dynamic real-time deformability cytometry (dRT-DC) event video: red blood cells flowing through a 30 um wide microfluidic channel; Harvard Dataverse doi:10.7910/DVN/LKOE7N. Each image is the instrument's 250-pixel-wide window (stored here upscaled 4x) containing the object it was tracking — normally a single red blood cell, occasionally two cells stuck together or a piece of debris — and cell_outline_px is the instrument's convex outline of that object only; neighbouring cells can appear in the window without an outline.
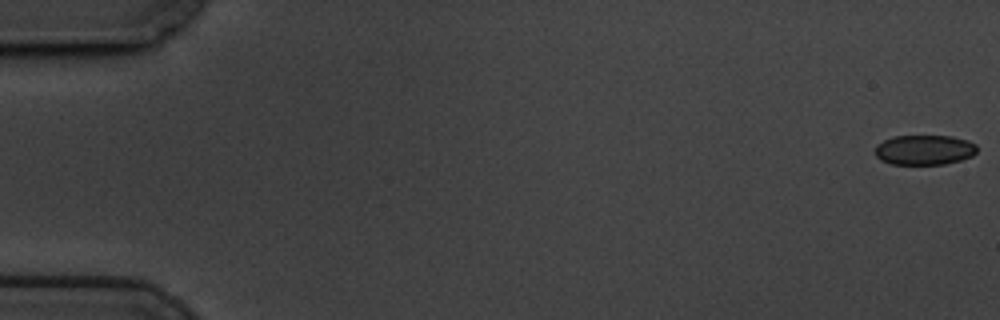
{"species": "common noctule bat (a hibernating species)", "species_latin": "Nyctalus noctula", "temperature_condition": "cold", "stored_images_in_passage": 59, "camera_frame_rate_fps": 3000, "um_per_image_px": 0.085, "animal": {"sex": "male", "body_mass_g": 19.5, "forearm_length_mm": 54.6}, "frame": {"image": 1, "passage_image": 1, "time_ms": 0.0, "image_size_px": [1000, 320], "cell_outline_px": [[976, 152], [972, 156], [960, 160], [944, 164], [892, 164], [880, 160], [876, 156], [876, 144], [892, 136], [952, 136], [968, 140], [976, 144]], "centroid_in_image_um": [78.57, 12.73], "position_along_channel_um": 6.4, "area_um2": 17.8}}
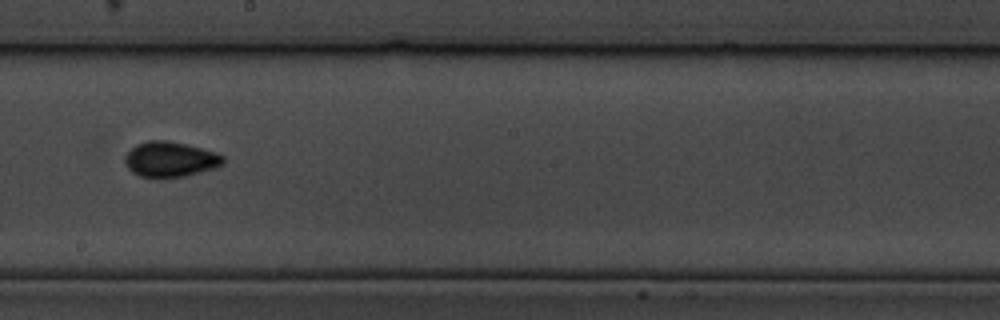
{"frame": {"image": 2, "passage_image": 34, "time_ms": 11.0, "image_size_px": [1000, 320], "cell_outline_px": [[224, 164], [216, 168], [184, 176], [156, 180], [140, 176], [132, 172], [128, 168], [124, 160], [124, 156], [136, 144], [148, 140], [168, 140], [216, 152], [224, 156]], "centroid_in_image_um": [14.45, 13.57], "position_along_channel_um": 233.7, "area_um2": 20.58}}
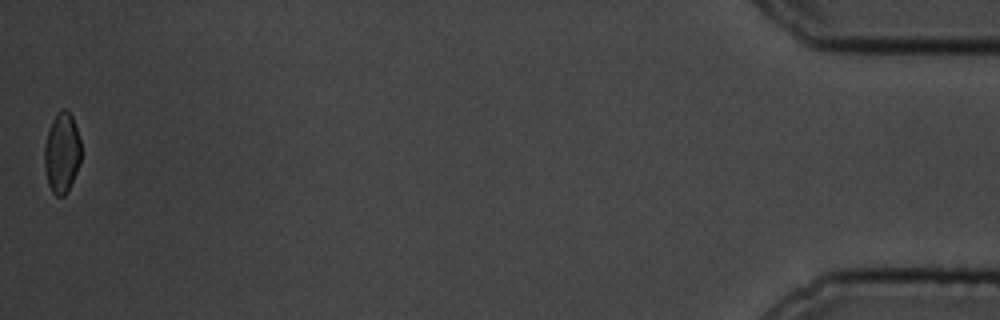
{"frame": {"image": 3, "passage_image": 59, "time_ms": 19.333, "image_size_px": [1000, 320], "cell_outline_px": [[80, 164], [64, 196], [56, 196], [52, 192], [48, 184], [44, 168], [44, 144], [52, 120], [56, 112], [60, 108], [64, 108], [72, 116], [80, 140]], "centroid_in_image_um": [5.24, 12.97], "position_along_channel_um": 430.0, "area_um2": 17.11}, "authors_computed_cell_mechanics": {"area_um2": 18.6116, "velocity_mm_per_s": 3.442, "shape_relaxation_time_tau1_ms": 2.7938, "shape_relaxation_time_tau2_ms": 1.966, "deformation_change_tau1": 0.0855, "deformation_change_tau2": 0.0394}}